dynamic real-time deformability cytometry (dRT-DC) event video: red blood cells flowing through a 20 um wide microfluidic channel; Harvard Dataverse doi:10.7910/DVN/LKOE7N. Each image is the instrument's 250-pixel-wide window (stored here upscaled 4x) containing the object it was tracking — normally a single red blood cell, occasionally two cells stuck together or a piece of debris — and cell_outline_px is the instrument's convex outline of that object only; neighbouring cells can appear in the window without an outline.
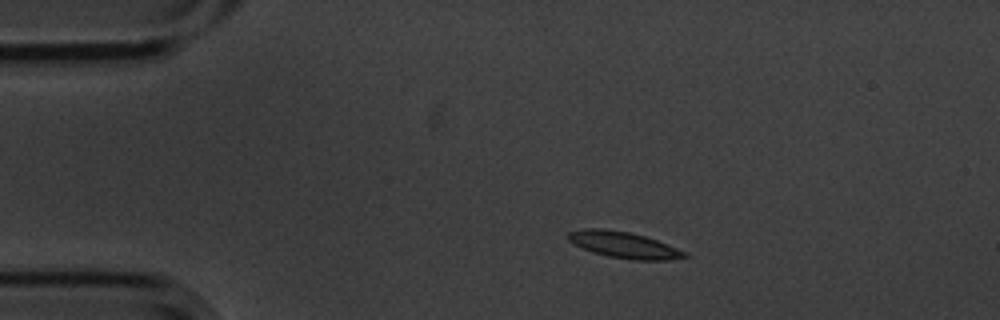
{"species": "common noctule bat (a hibernating species)", "species_latin": "Nyctalus noctula", "temperature_condition": "cold", "stored_images_in_passage": 5, "camera_frame_rate_fps": 3000, "um_per_image_px": 0.085, "animal": {"sex": "male", "body_mass_g": 20.1, "forearm_length_mm": 53.5}, "frame": {"image": 1, "passage_image": 2, "time_ms": 0.333, "image_size_px": [1000, 320], "cell_outline_px": [[692, 256], [668, 260], [632, 260], [608, 256], [592, 252], [568, 240], [568, 232], [584, 228], [600, 228], [628, 232], [644, 236], [656, 240], [688, 252]], "centroid_in_image_um": [53.08, 20.83], "position_along_channel_um": 31.9, "area_um2": 17.74}}
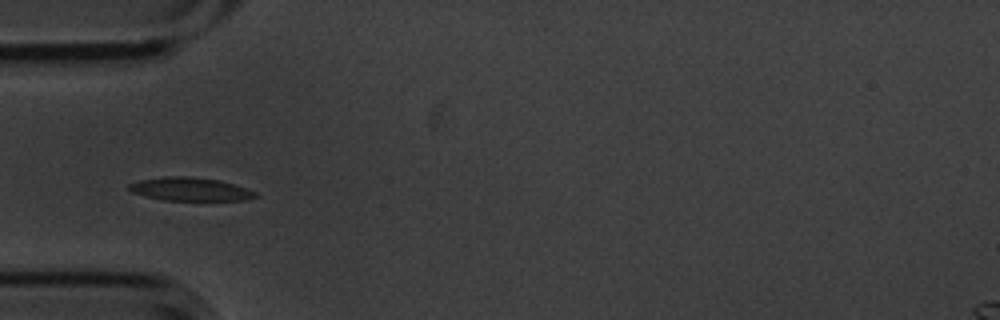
{"frame": {"image": 2, "passage_image": 4, "time_ms": 1.0, "image_size_px": [1000, 320], "cell_outline_px": [[260, 196], [244, 200], [164, 200], [132, 192], [128, 188], [128, 184], [140, 180], [168, 176], [188, 176], [220, 180], [256, 192]], "centroid_in_image_um": [16.18, 16.08], "position_along_channel_um": 68.8, "area_um2": 16.94}}
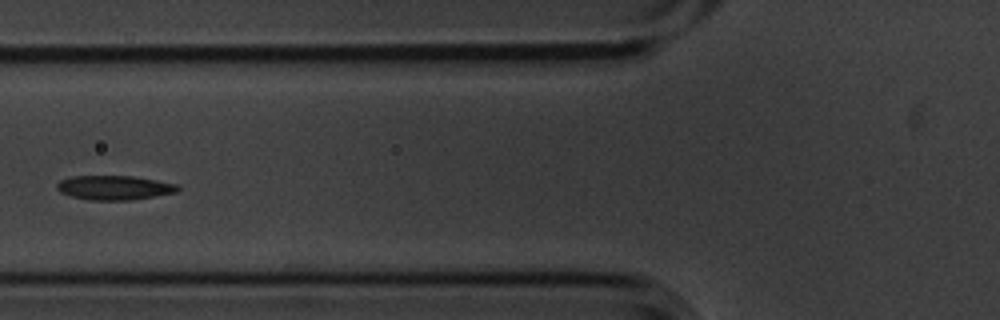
{"frame": {"image": 3, "passage_image": 5, "time_ms": 1.333, "image_size_px": [1000, 320], "cell_outline_px": [[180, 188], [176, 192], [132, 200], [92, 200], [72, 196], [60, 192], [56, 188], [56, 184], [60, 180], [72, 176], [132, 176], [180, 184]], "centroid_in_image_um": [9.73, 15.94], "position_along_channel_um": 116.1, "area_um2": 17.11}}